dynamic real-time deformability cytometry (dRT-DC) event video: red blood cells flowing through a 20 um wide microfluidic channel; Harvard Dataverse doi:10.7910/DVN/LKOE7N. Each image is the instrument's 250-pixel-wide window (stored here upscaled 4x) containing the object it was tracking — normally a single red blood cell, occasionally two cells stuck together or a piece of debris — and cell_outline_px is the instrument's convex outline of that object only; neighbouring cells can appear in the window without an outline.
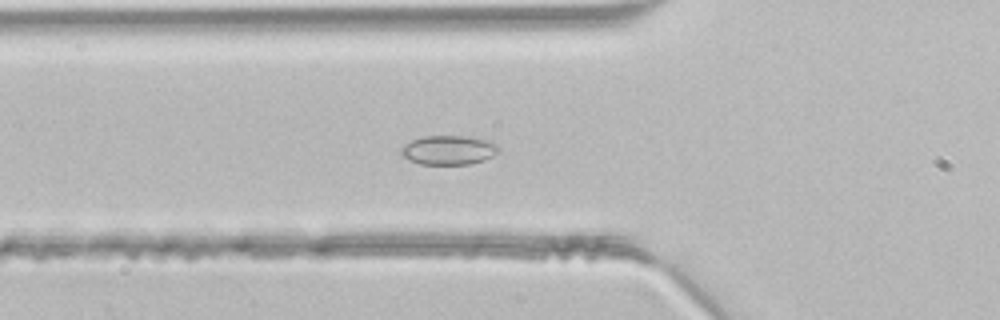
{"species": "common noctule bat (a hibernating species)", "species_latin": "Nyctalus noctula", "temperature_condition": "room temperature", "stored_images_in_passage": 33, "segment_of_instrument_passage": [1, 2], "camera_frame_rate_fps": 3000, "um_per_image_px": 0.085, "animal": {"sex": "male", "body_mass_g": 21.5, "forearm_length_mm": 52.0}, "frame": {"image": 1, "passage_image": 2, "time_ms": 0.333, "image_size_px": [1000, 320], "cell_outline_px": [[500, 152], [484, 160], [472, 164], [420, 164], [408, 160], [400, 152], [400, 148], [404, 144], [412, 140], [424, 136], [468, 136], [492, 140], [500, 148]], "centroid_in_image_um": [38.17, 12.75], "position_along_channel_um": 87.6, "area_um2": 16.88}}
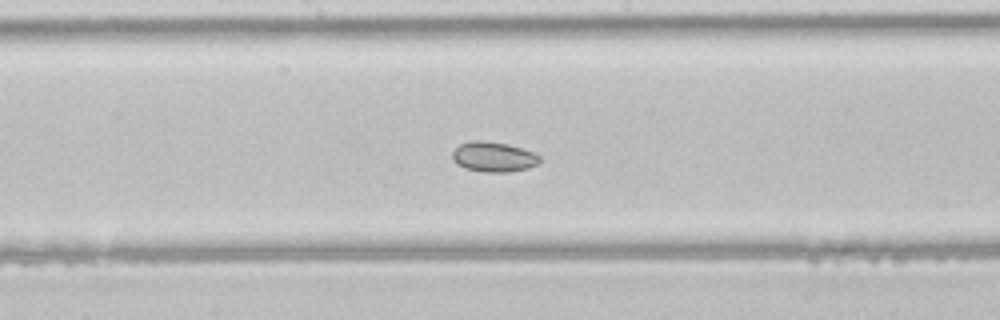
{"frame": {"image": 2, "passage_image": 10, "time_ms": 3.0, "image_size_px": [1000, 320], "cell_outline_px": [[540, 160], [536, 164], [528, 168], [508, 172], [484, 172], [464, 168], [456, 164], [452, 160], [452, 152], [460, 144], [472, 140], [484, 140], [508, 144], [532, 152], [540, 156]], "centroid_in_image_um": [41.91, 13.33], "position_along_channel_um": 206.3, "area_um2": 15.32}}
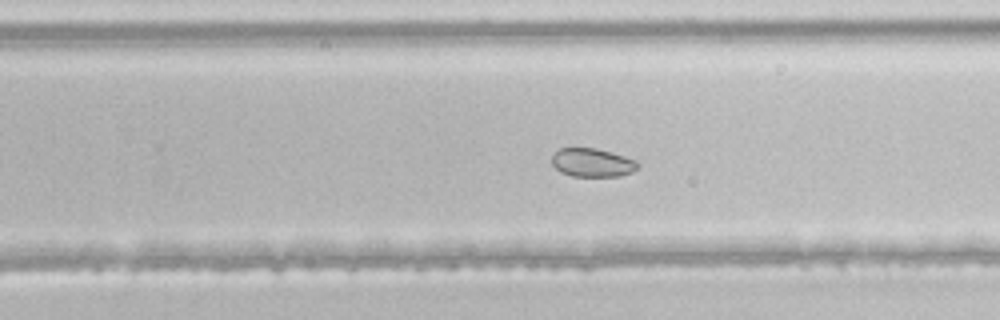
{"frame": {"image": 3, "passage_image": 15, "time_ms": 4.667, "image_size_px": [1000, 320], "cell_outline_px": [[640, 164], [632, 172], [620, 176], [572, 176], [560, 172], [552, 164], [552, 156], [560, 148], [596, 148], [612, 152], [636, 160]], "centroid_in_image_um": [50.35, 13.82], "position_along_channel_um": 279.4, "area_um2": 14.28}}